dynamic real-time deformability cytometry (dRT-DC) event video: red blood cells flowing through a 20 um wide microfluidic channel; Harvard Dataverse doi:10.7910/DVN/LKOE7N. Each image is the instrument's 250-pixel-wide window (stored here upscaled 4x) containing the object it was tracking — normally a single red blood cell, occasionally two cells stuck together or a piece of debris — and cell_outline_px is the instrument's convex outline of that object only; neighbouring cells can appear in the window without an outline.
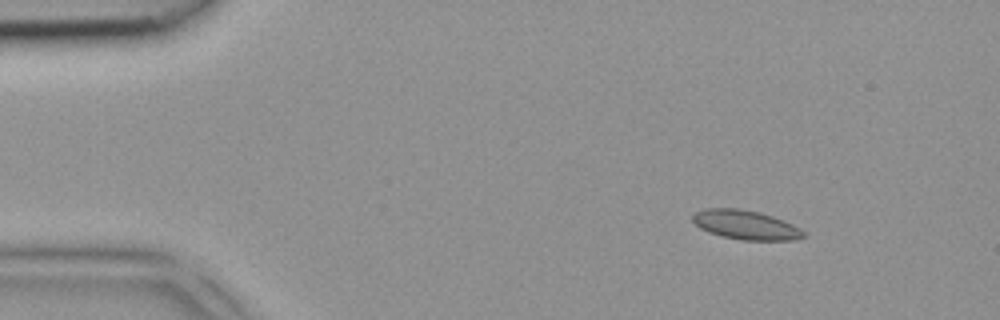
{"species": "common noctule bat (a hibernating species)", "species_latin": "Nyctalus noctula", "temperature_condition": "room temperature", "stored_images_in_passage": 3, "camera_frame_rate_fps": 3000, "um_per_image_px": 0.085, "animal": {"sex": "female", "body_mass_g": 18.4}, "frame": {"image": 1, "passage_image": 1, "time_ms": 0.0, "image_size_px": [1000, 320], "cell_outline_px": [[804, 236], [796, 240], [740, 240], [720, 236], [708, 232], [700, 228], [692, 220], [692, 216], [696, 212], [704, 208], [736, 208], [760, 212], [784, 220], [800, 228], [804, 232]], "centroid_in_image_um": [63.37, 19.11], "position_along_channel_um": 21.6, "area_um2": 18.96}}